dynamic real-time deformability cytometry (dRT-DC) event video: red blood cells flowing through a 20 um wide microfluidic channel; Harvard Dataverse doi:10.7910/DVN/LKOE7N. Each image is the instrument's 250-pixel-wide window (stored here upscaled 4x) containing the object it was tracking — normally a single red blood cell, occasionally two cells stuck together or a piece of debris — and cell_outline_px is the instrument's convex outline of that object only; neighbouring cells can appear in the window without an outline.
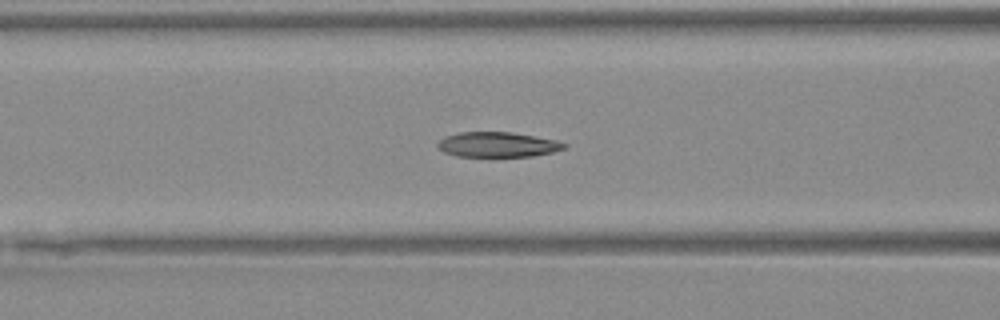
{"species": "Egyptian fruit bat (a non-hibernating species)", "species_latin": "Rousettus aegyptiacus", "temperature_condition": "warm", "stored_images_in_passage": 48, "camera_frame_rate_fps": 3000, "um_per_image_px": 0.085, "animal": {"sex": "female"}, "frame": {"image": 1, "passage_image": 19, "time_ms": 6.0, "image_size_px": [1000, 320], "cell_outline_px": [[568, 148], [552, 152], [532, 156], [456, 156], [444, 152], [436, 144], [444, 136], [460, 132], [512, 132], [556, 140], [568, 144]], "centroid_in_image_um": [42.32, 12.28], "position_along_channel_um": 124.3, "area_um2": 18.44}}
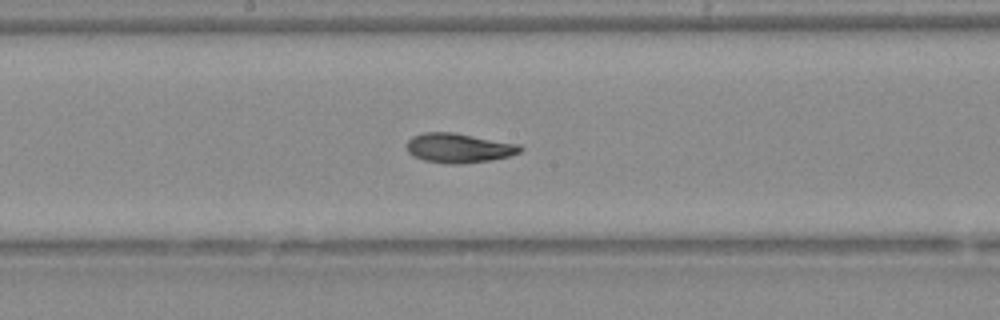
{"frame": {"image": 2, "passage_image": 25, "time_ms": 8.0, "image_size_px": [1000, 320], "cell_outline_px": [[524, 148], [520, 152], [508, 156], [492, 160], [456, 164], [448, 164], [424, 160], [412, 156], [408, 152], [408, 140], [412, 136], [424, 132], [452, 132], [520, 144]], "centroid_in_image_um": [39.0, 12.58], "position_along_channel_um": 209.2, "area_um2": 19.48}}
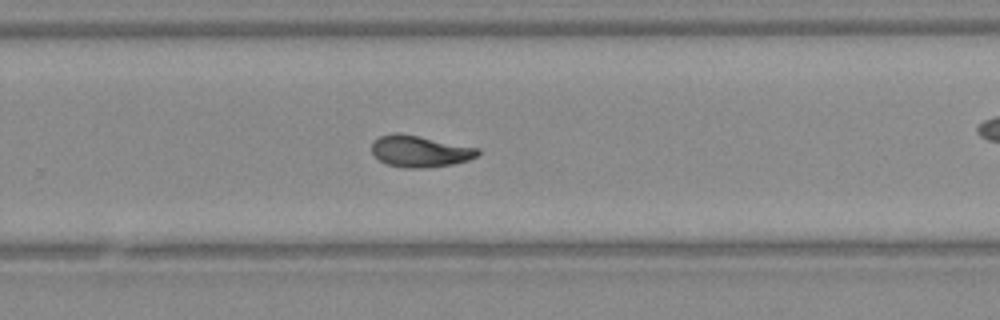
{"frame": {"image": 3, "passage_image": 31, "time_ms": 10.0, "image_size_px": [1000, 320], "cell_outline_px": [[480, 152], [476, 156], [468, 160], [452, 164], [428, 168], [404, 168], [384, 164], [372, 152], [372, 144], [380, 136], [392, 132], [400, 132], [480, 148]], "centroid_in_image_um": [35.69, 12.85], "position_along_channel_um": 294.1, "area_um2": 19.65}}